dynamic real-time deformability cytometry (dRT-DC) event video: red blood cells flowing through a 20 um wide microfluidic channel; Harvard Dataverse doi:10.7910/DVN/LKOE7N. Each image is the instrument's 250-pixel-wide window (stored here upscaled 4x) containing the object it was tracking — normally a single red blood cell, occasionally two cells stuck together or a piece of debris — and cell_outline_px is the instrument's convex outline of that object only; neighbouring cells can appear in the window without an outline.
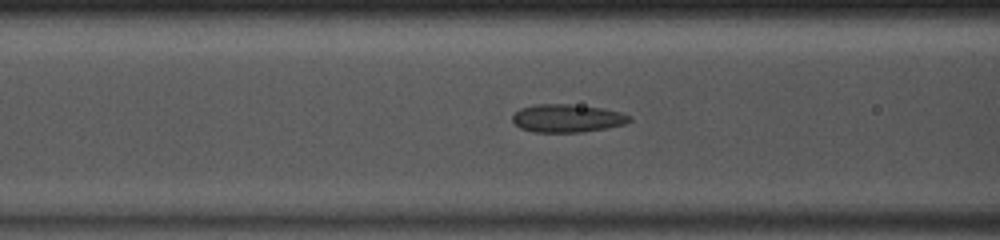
{"species": "common noctule bat (a hibernating species)", "species_latin": "Nyctalus noctula", "temperature_condition": "room temperature", "stored_images_in_passage": 49, "camera_frame_rate_fps": 3000, "um_per_image_px": 0.085, "animal": {"sex": "male", "body_mass_g": 13.0, "forearm_length_mm": 53.1}, "frame": {"image": 1, "passage_image": 20, "time_ms": 6.333, "image_size_px": [1000, 240], "cell_outline_px": [[632, 120], [624, 124], [608, 128], [580, 132], [532, 132], [520, 128], [512, 120], [512, 116], [520, 108], [536, 104], [572, 104], [600, 108], [620, 112], [632, 116]], "centroid_in_image_um": [48.21, 10.05], "position_along_channel_um": 118.4, "area_um2": 19.13}}
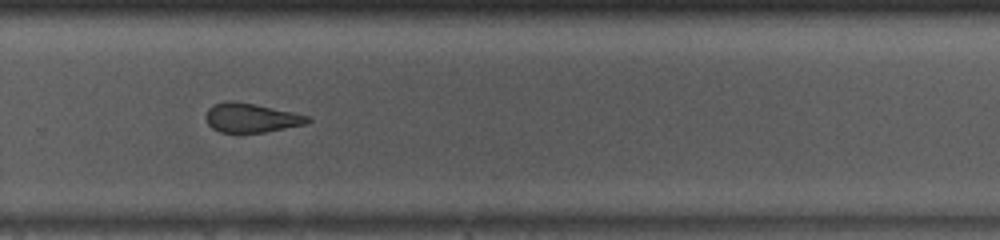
{"frame": {"image": 2, "passage_image": 34, "time_ms": 11.0, "image_size_px": [1000, 240], "cell_outline_px": [[312, 120], [304, 124], [264, 132], [220, 132], [212, 128], [208, 124], [204, 116], [208, 108], [212, 104], [228, 100], [232, 100], [256, 104], [292, 112], [308, 116]], "centroid_in_image_um": [21.28, 9.99], "position_along_channel_um": 308.5, "area_um2": 17.28}}
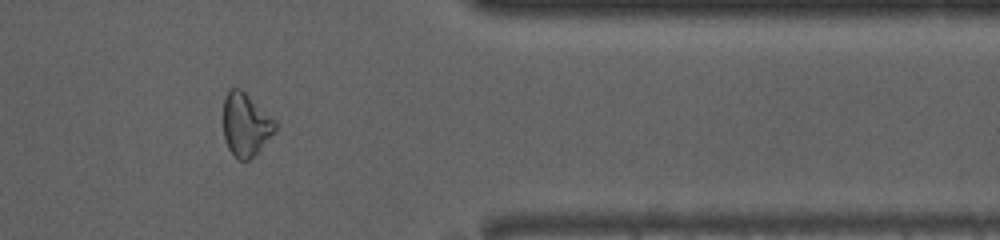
{"frame": {"image": 3, "passage_image": 41, "time_ms": 13.333, "image_size_px": [1000, 240], "cell_outline_px": [[280, 124], [276, 132], [248, 160], [240, 160], [228, 148], [224, 140], [224, 96], [232, 88], [240, 88], [272, 116]], "centroid_in_image_um": [20.92, 10.57], "position_along_channel_um": 390.5, "area_um2": 19.07}, "authors_computed_cell_mechanics": {"area_um2": 19.363, "velocity_mm_per_s": 4.0716, "shape_relaxation_time_tau1_ms": null, "shape_relaxation_time_tau2_ms": 1.706, "deformation_change_tau1": null, "deformation_change_tau2": 0.0877}}